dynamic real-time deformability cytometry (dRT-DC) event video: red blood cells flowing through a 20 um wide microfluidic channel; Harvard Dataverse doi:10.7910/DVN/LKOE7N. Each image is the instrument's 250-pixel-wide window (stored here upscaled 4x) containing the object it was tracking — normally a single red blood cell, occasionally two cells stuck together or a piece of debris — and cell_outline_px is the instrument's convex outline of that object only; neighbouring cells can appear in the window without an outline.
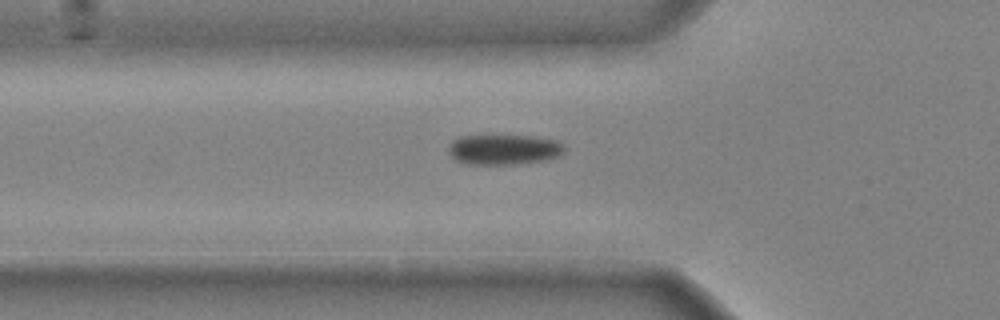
{"species": "common noctule bat (a hibernating species)", "species_latin": "Nyctalus noctula", "temperature_condition": "cold", "stored_images_in_passage": 31, "camera_frame_rate_fps": 3000, "um_per_image_px": 0.085, "animal": {"sex": "male", "body_mass_g": 20.4}, "frame": {"image": 1, "passage_image": 3, "time_ms": 0.667, "image_size_px": [1000, 320], "cell_outline_px": [[564, 152], [560, 156], [548, 160], [516, 164], [464, 164], [456, 160], [448, 152], [448, 148], [452, 140], [460, 136], [492, 132], [536, 136], [556, 140], [564, 144]], "centroid_in_image_um": [42.82, 12.65], "position_along_channel_um": 83.0, "area_um2": 21.73}}
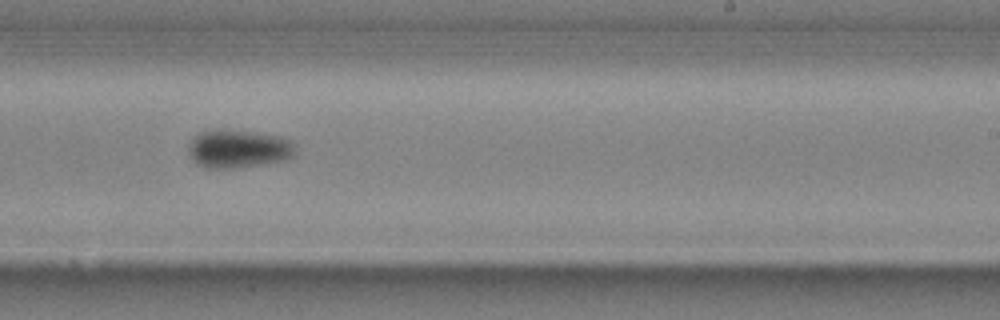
{"frame": {"image": 2, "passage_image": 17, "time_ms": 5.333, "image_size_px": [1000, 320], "cell_outline_px": [[296, 156], [284, 160], [260, 164], [232, 168], [208, 168], [196, 164], [188, 148], [192, 140], [200, 132], [220, 128], [260, 132], [280, 136], [292, 140], [296, 152]], "centroid_in_image_um": [20.31, 12.62], "position_along_channel_um": 268.7, "area_um2": 23.99}}
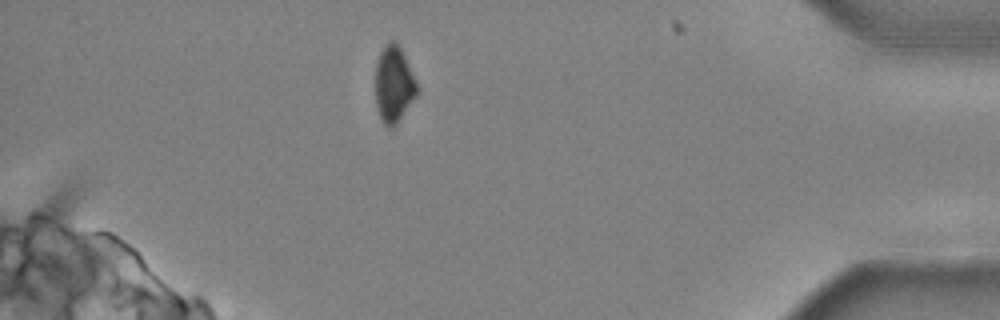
{"frame": {"image": 3, "passage_image": 30, "time_ms": 9.667, "image_size_px": [1000, 320], "cell_outline_px": [[420, 92], [396, 124], [392, 128], [388, 128], [384, 124], [380, 116], [376, 104], [376, 64], [380, 52], [392, 40], [400, 48], [404, 56]], "centroid_in_image_um": [33.48, 7.23], "position_along_channel_um": 401.7, "area_um2": 18.09}}